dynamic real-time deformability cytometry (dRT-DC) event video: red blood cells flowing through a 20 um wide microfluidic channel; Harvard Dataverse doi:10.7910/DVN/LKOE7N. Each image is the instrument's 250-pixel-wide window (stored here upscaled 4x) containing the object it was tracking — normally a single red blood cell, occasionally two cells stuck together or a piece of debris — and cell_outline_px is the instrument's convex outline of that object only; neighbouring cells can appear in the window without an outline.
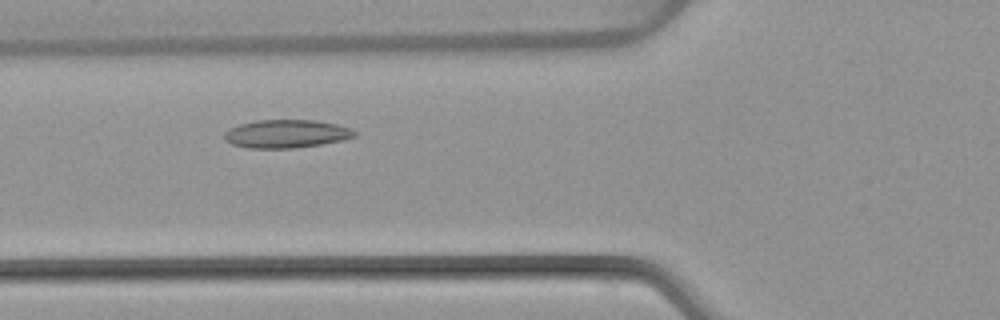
{"species": "common noctule bat (a hibernating species)", "species_latin": "Nyctalus noctula", "temperature_condition": "warm", "stored_images_in_passage": 45, "camera_frame_rate_fps": 3000, "um_per_image_px": 0.085, "animal": {"sex": "female", "body_mass_g": 22.7, "forearm_length_mm": 54.2}, "frame": {"image": 1, "passage_image": 13, "time_ms": 4.0, "image_size_px": [1000, 320], "cell_outline_px": [[356, 136], [344, 140], [320, 144], [292, 148], [248, 148], [232, 144], [224, 136], [224, 132], [240, 124], [256, 120], [316, 120], [336, 124], [348, 128], [356, 132]], "centroid_in_image_um": [24.35, 11.37], "position_along_channel_um": 101.4, "area_um2": 21.15}}
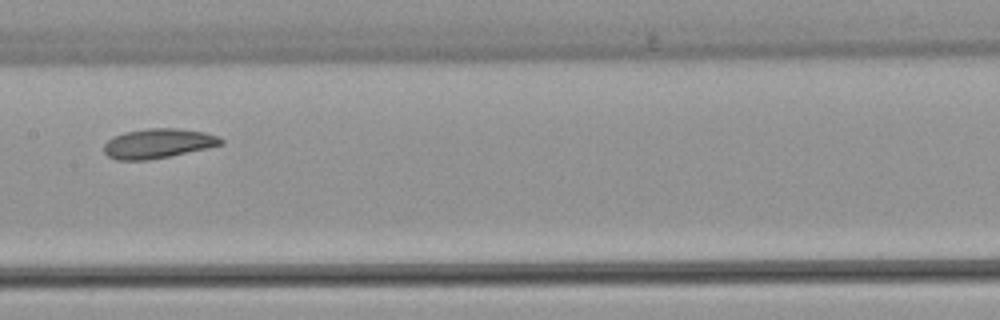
{"frame": {"image": 2, "passage_image": 20, "time_ms": 6.333, "image_size_px": [1000, 320], "cell_outline_px": [[224, 144], [208, 148], [148, 160], [116, 160], [108, 156], [104, 152], [104, 144], [112, 136], [124, 132], [148, 128], [176, 128], [204, 132], [216, 136], [224, 140]], "centroid_in_image_um": [13.41, 12.19], "position_along_channel_um": 194.0, "area_um2": 20.17}}
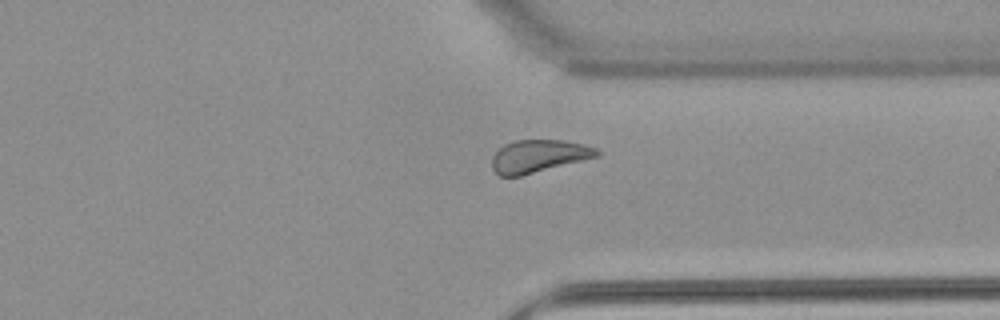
{"frame": {"image": 3, "passage_image": 33, "time_ms": 10.667, "image_size_px": [1000, 320], "cell_outline_px": [[600, 156], [520, 176], [500, 176], [492, 168], [492, 156], [504, 144], [516, 140], [564, 140], [584, 144], [596, 148], [600, 152]], "centroid_in_image_um": [45.8, 13.26], "position_along_channel_um": 365.6, "area_um2": 19.94}, "authors_computed_cell_mechanics": {"area_um2": 20.808, "velocity_mm_per_s": 3.9645, "shape_relaxation_time_tau1_ms": 7.5931, "shape_relaxation_time_tau2_ms": null, "deformation_change_tau1": 0.129, "deformation_change_tau2": null}}